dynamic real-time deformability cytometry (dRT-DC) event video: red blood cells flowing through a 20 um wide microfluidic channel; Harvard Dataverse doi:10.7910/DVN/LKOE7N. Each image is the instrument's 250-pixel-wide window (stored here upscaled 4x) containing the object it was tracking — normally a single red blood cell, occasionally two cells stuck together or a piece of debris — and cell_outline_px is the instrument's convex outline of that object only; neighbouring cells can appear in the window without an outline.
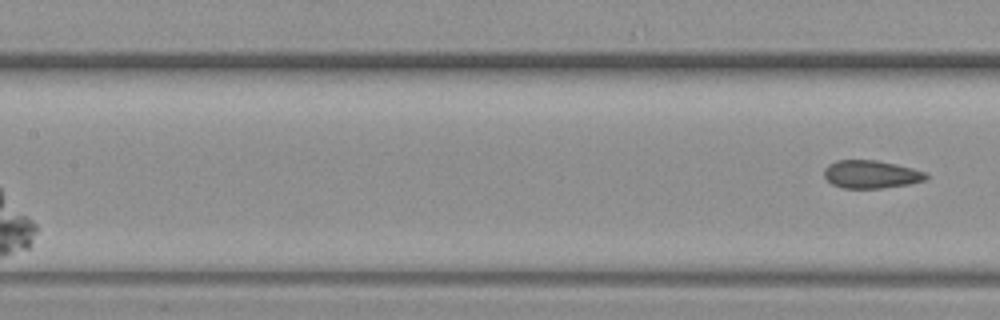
{"species": "common noctule bat (a hibernating species)", "species_latin": "Nyctalus noctula", "temperature_condition": "warm", "stored_images_in_passage": 7, "segment_of_instrument_passage": [2, 2], "camera_frame_rate_fps": 3000, "um_per_image_px": 0.085, "animal": {"sex": "female", "body_mass_g": 19.3, "forearm_length_mm": 54.1}, "frame": {"image": 1, "passage_image": 7, "time_ms": 2.0, "image_size_px": [1000, 320], "cell_outline_px": [[928, 180], [908, 184], [880, 188], [844, 188], [832, 184], [824, 176], [824, 168], [828, 164], [836, 160], [876, 160], [896, 164], [928, 172]], "centroid_in_image_um": [74.06, 14.81], "position_along_channel_um": 133.3, "area_um2": 16.7}}